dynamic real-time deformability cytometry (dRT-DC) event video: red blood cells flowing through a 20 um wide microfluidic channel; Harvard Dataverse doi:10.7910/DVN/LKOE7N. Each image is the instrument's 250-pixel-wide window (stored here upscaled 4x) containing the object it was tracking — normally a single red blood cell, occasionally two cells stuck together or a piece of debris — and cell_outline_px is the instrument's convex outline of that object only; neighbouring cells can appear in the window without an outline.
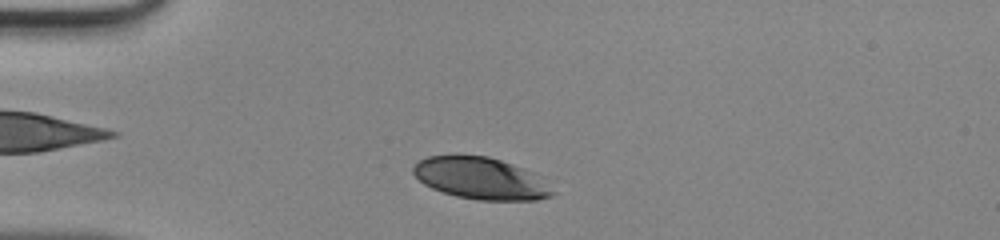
{"species": "human", "species_latin": "Homo sapiens", "temperature_condition": "room temperature", "stored_images_in_passage": 34, "camera_frame_rate_fps": 3000, "um_per_image_px": 0.085, "donor": {"sex": "male"}, "frame": {"image": 1, "passage_image": 4, "time_ms": 1.0, "image_size_px": [1000, 240], "cell_outline_px": [[556, 192], [552, 196], [536, 200], [476, 200], [456, 196], [432, 188], [424, 184], [412, 172], [412, 168], [420, 160], [428, 156], [456, 152], [488, 156], [512, 164], [528, 172]], "centroid_in_image_um": [40.76, 15.13], "position_along_channel_um": 44.2, "area_um2": 33.93}}
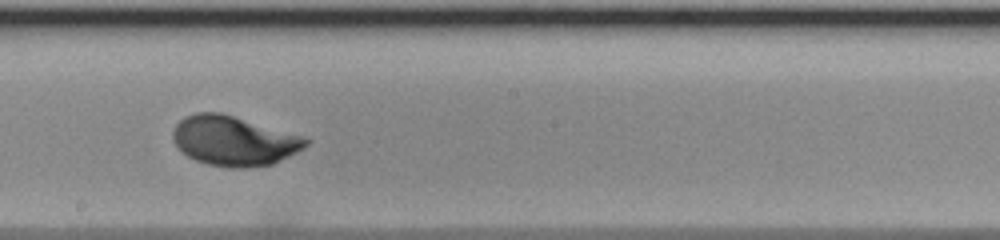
{"frame": {"image": 2, "passage_image": 19, "time_ms": 6.0, "image_size_px": [1000, 240], "cell_outline_px": [[312, 140], [304, 148], [272, 164], [248, 168], [228, 168], [208, 164], [196, 160], [180, 152], [172, 136], [172, 132], [176, 124], [184, 116], [196, 112], [220, 112], [304, 136]], "centroid_in_image_um": [19.87, 11.97], "position_along_channel_um": 228.3, "area_um2": 38.67}}
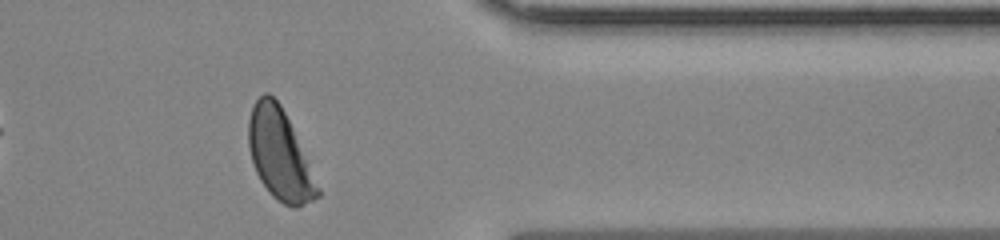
{"frame": {"image": 3, "passage_image": 31, "time_ms": 10.0, "image_size_px": [1000, 240], "cell_outline_px": [[320, 196], [296, 208], [292, 208], [276, 200], [272, 196], [260, 180], [256, 172], [252, 160], [248, 144], [248, 120], [252, 108], [256, 100], [264, 92], [268, 92], [280, 104], [292, 128], [320, 188]], "centroid_in_image_um": [23.75, 13.16], "position_along_channel_um": 387.6, "area_um2": 35.89}}